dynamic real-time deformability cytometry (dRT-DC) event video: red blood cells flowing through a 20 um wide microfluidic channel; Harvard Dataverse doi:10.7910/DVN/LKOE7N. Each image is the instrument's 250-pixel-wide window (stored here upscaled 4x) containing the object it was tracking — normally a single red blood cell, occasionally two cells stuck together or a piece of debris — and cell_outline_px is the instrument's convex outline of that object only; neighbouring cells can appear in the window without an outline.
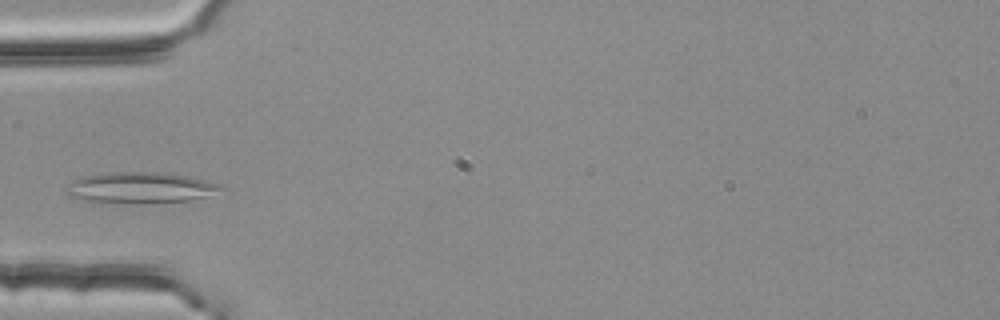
{"species": "common noctule bat (a hibernating species)", "species_latin": "Nyctalus noctula", "temperature_condition": "room temperature", "stored_images_in_passage": 4, "camera_frame_rate_fps": 3000, "um_per_image_px": 0.085, "animal": {"sex": "female", "body_mass_g": 25.1}, "frame": {"image": 1, "passage_image": 4, "time_ms": 1.0, "image_size_px": [1000, 320], "cell_outline_px": [[224, 188], [208, 196], [192, 200], [144, 204], [100, 204], [68, 196], [64, 192], [64, 188], [72, 180], [80, 176], [108, 172], [168, 172], [188, 176], [220, 184]], "centroid_in_image_um": [11.83, 15.98], "position_along_channel_um": 73.2, "area_um2": 29.02}}